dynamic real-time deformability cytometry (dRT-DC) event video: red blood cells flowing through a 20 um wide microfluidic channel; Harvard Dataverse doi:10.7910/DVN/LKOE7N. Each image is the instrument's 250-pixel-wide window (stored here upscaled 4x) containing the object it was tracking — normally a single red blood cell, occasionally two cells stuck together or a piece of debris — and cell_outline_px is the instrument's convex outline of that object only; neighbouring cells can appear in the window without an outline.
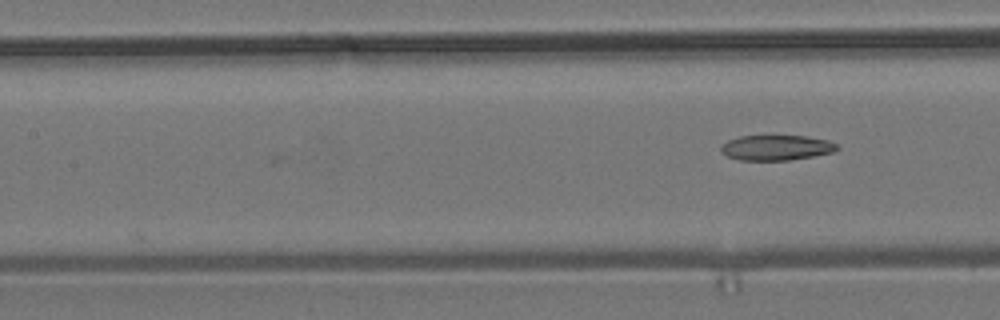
{"species": "common noctule bat (a hibernating species)", "species_latin": "Nyctalus noctula", "temperature_condition": "room temperature", "stored_images_in_passage": 6, "camera_frame_rate_fps": 3000, "um_per_image_px": 0.085, "animal": {"sex": "male", "body_mass_g": 19.2, "forearm_length_mm": 51.8}, "frame": {"image": 1, "passage_image": 6, "time_ms": 6.0, "image_size_px": [1000, 320], "cell_outline_px": [[840, 148], [832, 152], [812, 156], [788, 160], [740, 160], [728, 156], [720, 152], [720, 144], [728, 140], [740, 136], [804, 136], [828, 140], [836, 144]], "centroid_in_image_um": [65.94, 12.55], "position_along_channel_um": 141.5, "area_um2": 16.99}}